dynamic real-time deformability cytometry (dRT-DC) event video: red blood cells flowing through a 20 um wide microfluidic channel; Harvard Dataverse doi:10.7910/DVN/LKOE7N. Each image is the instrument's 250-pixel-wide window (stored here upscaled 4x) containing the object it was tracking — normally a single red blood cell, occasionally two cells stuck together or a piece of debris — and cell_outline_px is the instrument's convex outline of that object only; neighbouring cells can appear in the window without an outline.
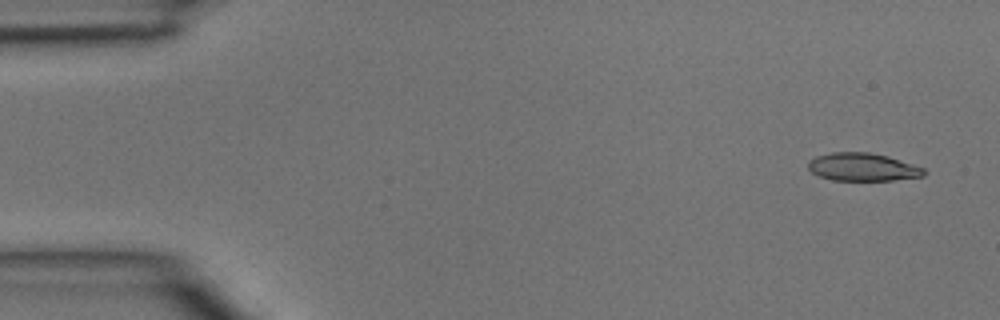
{"species": "common noctule bat (a hibernating species)", "species_latin": "Nyctalus noctula", "temperature_condition": "room temperature", "stored_images_in_passage": 12, "camera_frame_rate_fps": 3000, "um_per_image_px": 0.085, "animal": {"sex": "male", "body_mass_g": 15.6}, "frame": {"image": 1, "passage_image": 1, "time_ms": 0.0, "image_size_px": [1000, 320], "cell_outline_px": [[928, 172], [924, 176], [892, 180], [832, 180], [820, 176], [812, 172], [808, 168], [808, 160], [816, 156], [832, 152], [868, 152], [888, 156], [924, 168]], "centroid_in_image_um": [73.33, 14.19], "position_along_channel_um": 11.7, "area_um2": 18.84}}
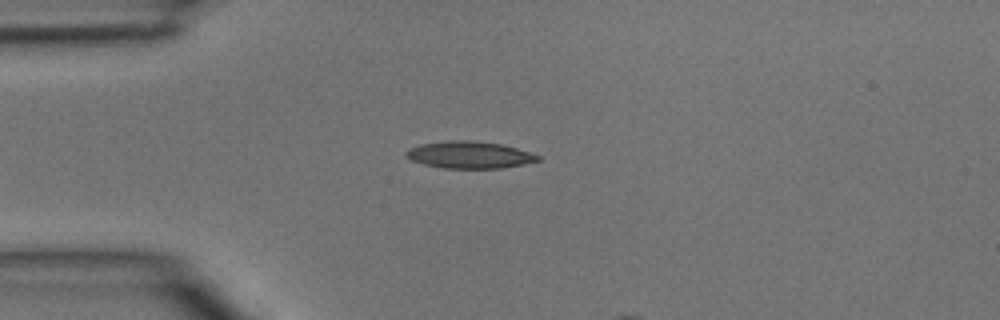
{"frame": {"image": 2, "passage_image": 10, "time_ms": 3.0, "image_size_px": [1000, 320], "cell_outline_px": [[540, 160], [500, 168], [444, 168], [424, 164], [412, 160], [404, 156], [404, 152], [408, 148], [420, 144], [448, 140], [476, 140], [500, 144], [516, 148], [540, 156]], "centroid_in_image_um": [39.83, 13.15], "position_along_channel_um": 45.2, "area_um2": 20.63}}